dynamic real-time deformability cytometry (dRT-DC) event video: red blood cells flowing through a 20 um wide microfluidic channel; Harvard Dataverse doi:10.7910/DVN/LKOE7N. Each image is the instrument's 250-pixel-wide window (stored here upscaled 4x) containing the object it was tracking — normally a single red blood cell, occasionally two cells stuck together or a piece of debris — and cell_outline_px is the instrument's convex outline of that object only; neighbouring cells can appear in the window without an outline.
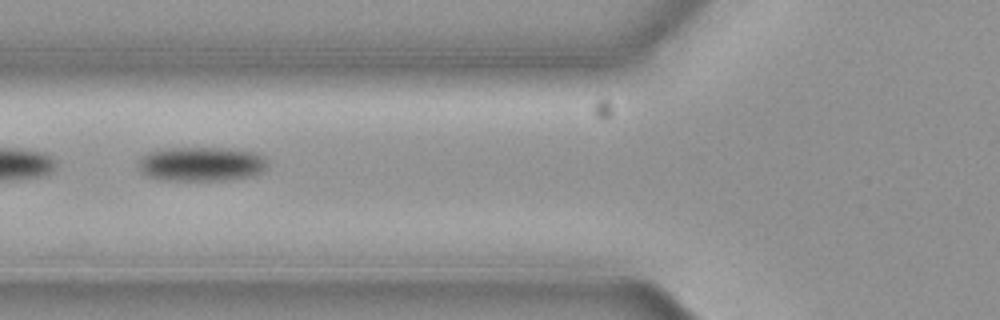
{"species": "common noctule bat (a hibernating species)", "species_latin": "Nyctalus noctula", "temperature_condition": "cold", "stored_images_in_passage": 45, "camera_frame_rate_fps": 3000, "um_per_image_px": 0.085, "animal": {"sex": "female", "body_mass_g": 19.3, "forearm_length_mm": 54.1}, "frame": {"image": 1, "passage_image": 11, "time_ms": 3.333, "image_size_px": [1000, 320], "cell_outline_px": [[268, 168], [256, 176], [224, 180], [164, 180], [148, 176], [140, 168], [140, 156], [148, 152], [164, 148], [224, 148], [260, 152], [268, 160]], "centroid_in_image_um": [17.21, 13.93], "position_along_channel_um": 108.6, "area_um2": 26.18}}
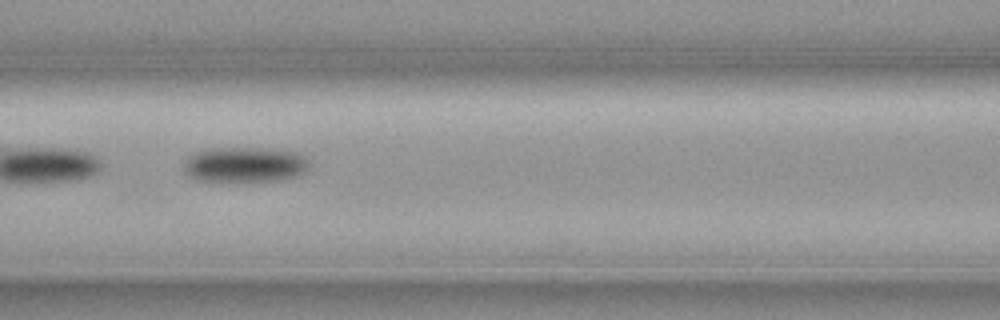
{"frame": {"image": 2, "passage_image": 14, "time_ms": 4.333, "image_size_px": [1000, 320], "cell_outline_px": [[308, 168], [304, 172], [296, 176], [280, 180], [200, 180], [188, 176], [184, 172], [184, 164], [188, 156], [196, 152], [208, 148], [280, 148], [300, 152], [308, 160]], "centroid_in_image_um": [20.84, 13.95], "position_along_channel_um": 145.8, "area_um2": 25.84}}
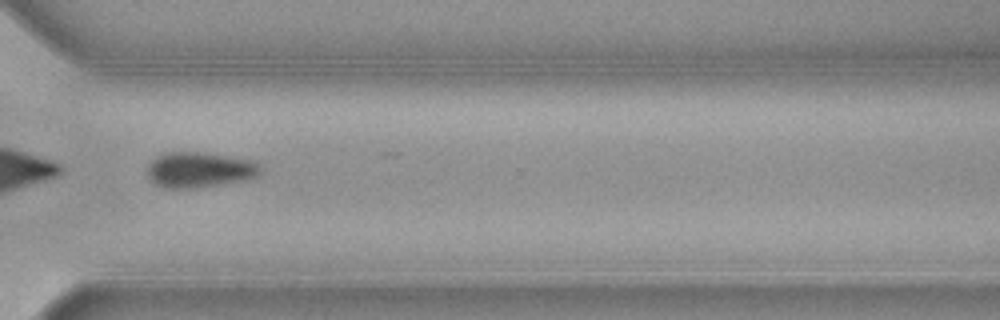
{"frame": {"image": 3, "passage_image": 31, "time_ms": 10.0, "image_size_px": [1000, 320], "cell_outline_px": [[260, 172], [256, 176], [244, 180], [220, 184], [192, 188], [164, 188], [156, 184], [148, 176], [148, 164], [156, 156], [168, 152], [204, 152], [252, 160], [260, 164]], "centroid_in_image_um": [16.94, 14.42], "position_along_channel_um": 353.7, "area_um2": 23.24}, "authors_computed_cell_mechanics": {"area_um2": 25.4898, "velocity_mm_per_s": 3.6804, "shape_relaxation_time_tau1_ms": 2.1516, "shape_relaxation_time_tau2_ms": null, "deformation_change_tau1": 0.0763, "deformation_change_tau2": null}}